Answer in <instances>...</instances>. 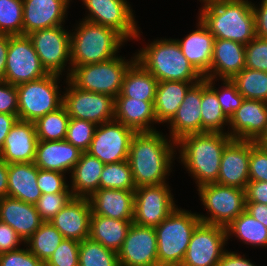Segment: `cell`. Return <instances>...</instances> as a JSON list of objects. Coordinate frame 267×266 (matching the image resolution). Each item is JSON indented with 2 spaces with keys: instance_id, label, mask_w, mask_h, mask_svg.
<instances>
[{
  "instance_id": "1",
  "label": "cell",
  "mask_w": 267,
  "mask_h": 266,
  "mask_svg": "<svg viewBox=\"0 0 267 266\" xmlns=\"http://www.w3.org/2000/svg\"><path fill=\"white\" fill-rule=\"evenodd\" d=\"M176 154V142L167 134L158 130L136 132L127 159L136 188L167 183Z\"/></svg>"
},
{
  "instance_id": "2",
  "label": "cell",
  "mask_w": 267,
  "mask_h": 266,
  "mask_svg": "<svg viewBox=\"0 0 267 266\" xmlns=\"http://www.w3.org/2000/svg\"><path fill=\"white\" fill-rule=\"evenodd\" d=\"M231 140L227 133L205 132L183 136L176 142L179 163L194 179L196 188L217 182L222 152Z\"/></svg>"
},
{
  "instance_id": "3",
  "label": "cell",
  "mask_w": 267,
  "mask_h": 266,
  "mask_svg": "<svg viewBox=\"0 0 267 266\" xmlns=\"http://www.w3.org/2000/svg\"><path fill=\"white\" fill-rule=\"evenodd\" d=\"M199 18L215 38L247 45L256 37L252 1L213 0L199 9Z\"/></svg>"
},
{
  "instance_id": "4",
  "label": "cell",
  "mask_w": 267,
  "mask_h": 266,
  "mask_svg": "<svg viewBox=\"0 0 267 266\" xmlns=\"http://www.w3.org/2000/svg\"><path fill=\"white\" fill-rule=\"evenodd\" d=\"M135 52L138 61L160 81L200 82L204 77L183 54L176 39L160 38Z\"/></svg>"
},
{
  "instance_id": "5",
  "label": "cell",
  "mask_w": 267,
  "mask_h": 266,
  "mask_svg": "<svg viewBox=\"0 0 267 266\" xmlns=\"http://www.w3.org/2000/svg\"><path fill=\"white\" fill-rule=\"evenodd\" d=\"M80 22V23H79ZM70 31L71 66L113 59L127 41L114 29L81 20ZM118 53V54H117Z\"/></svg>"
},
{
  "instance_id": "6",
  "label": "cell",
  "mask_w": 267,
  "mask_h": 266,
  "mask_svg": "<svg viewBox=\"0 0 267 266\" xmlns=\"http://www.w3.org/2000/svg\"><path fill=\"white\" fill-rule=\"evenodd\" d=\"M198 213L178 206L156 227L159 266H181L191 235L201 222Z\"/></svg>"
},
{
  "instance_id": "7",
  "label": "cell",
  "mask_w": 267,
  "mask_h": 266,
  "mask_svg": "<svg viewBox=\"0 0 267 266\" xmlns=\"http://www.w3.org/2000/svg\"><path fill=\"white\" fill-rule=\"evenodd\" d=\"M134 54L130 59L118 55L99 63L72 66L68 79L82 90L110 95L115 99L127 70L136 61Z\"/></svg>"
},
{
  "instance_id": "8",
  "label": "cell",
  "mask_w": 267,
  "mask_h": 266,
  "mask_svg": "<svg viewBox=\"0 0 267 266\" xmlns=\"http://www.w3.org/2000/svg\"><path fill=\"white\" fill-rule=\"evenodd\" d=\"M51 74L16 86L18 92V118L35 122L38 118L63 105V91L60 90V78Z\"/></svg>"
},
{
  "instance_id": "9",
  "label": "cell",
  "mask_w": 267,
  "mask_h": 266,
  "mask_svg": "<svg viewBox=\"0 0 267 266\" xmlns=\"http://www.w3.org/2000/svg\"><path fill=\"white\" fill-rule=\"evenodd\" d=\"M197 191L208 214H197L203 223L226 227L246 208L245 189L210 183L199 186Z\"/></svg>"
},
{
  "instance_id": "10",
  "label": "cell",
  "mask_w": 267,
  "mask_h": 266,
  "mask_svg": "<svg viewBox=\"0 0 267 266\" xmlns=\"http://www.w3.org/2000/svg\"><path fill=\"white\" fill-rule=\"evenodd\" d=\"M86 10L83 20L110 27L126 41L140 40L142 35L135 11L127 0H81ZM134 12V13H133Z\"/></svg>"
},
{
  "instance_id": "11",
  "label": "cell",
  "mask_w": 267,
  "mask_h": 266,
  "mask_svg": "<svg viewBox=\"0 0 267 266\" xmlns=\"http://www.w3.org/2000/svg\"><path fill=\"white\" fill-rule=\"evenodd\" d=\"M64 25L34 31L28 34L39 59L48 73L63 76L66 79L72 71L70 58V30ZM67 64H69L67 66ZM66 67V68H65ZM67 69V71H65Z\"/></svg>"
},
{
  "instance_id": "12",
  "label": "cell",
  "mask_w": 267,
  "mask_h": 266,
  "mask_svg": "<svg viewBox=\"0 0 267 266\" xmlns=\"http://www.w3.org/2000/svg\"><path fill=\"white\" fill-rule=\"evenodd\" d=\"M66 80V81H65ZM63 92V105L70 118L87 120L100 125L114 120L115 99L110 95L85 91L68 78Z\"/></svg>"
},
{
  "instance_id": "13",
  "label": "cell",
  "mask_w": 267,
  "mask_h": 266,
  "mask_svg": "<svg viewBox=\"0 0 267 266\" xmlns=\"http://www.w3.org/2000/svg\"><path fill=\"white\" fill-rule=\"evenodd\" d=\"M48 74L28 35H9L4 81L17 86Z\"/></svg>"
},
{
  "instance_id": "14",
  "label": "cell",
  "mask_w": 267,
  "mask_h": 266,
  "mask_svg": "<svg viewBox=\"0 0 267 266\" xmlns=\"http://www.w3.org/2000/svg\"><path fill=\"white\" fill-rule=\"evenodd\" d=\"M226 227L200 222L194 229L181 266H217L227 250Z\"/></svg>"
},
{
  "instance_id": "15",
  "label": "cell",
  "mask_w": 267,
  "mask_h": 266,
  "mask_svg": "<svg viewBox=\"0 0 267 266\" xmlns=\"http://www.w3.org/2000/svg\"><path fill=\"white\" fill-rule=\"evenodd\" d=\"M168 184L141 186L134 190L133 223L156 227L177 207Z\"/></svg>"
},
{
  "instance_id": "16",
  "label": "cell",
  "mask_w": 267,
  "mask_h": 266,
  "mask_svg": "<svg viewBox=\"0 0 267 266\" xmlns=\"http://www.w3.org/2000/svg\"><path fill=\"white\" fill-rule=\"evenodd\" d=\"M136 132L123 123L112 120L97 125L89 149L86 151L104 164L128 159L130 143Z\"/></svg>"
},
{
  "instance_id": "17",
  "label": "cell",
  "mask_w": 267,
  "mask_h": 266,
  "mask_svg": "<svg viewBox=\"0 0 267 266\" xmlns=\"http://www.w3.org/2000/svg\"><path fill=\"white\" fill-rule=\"evenodd\" d=\"M117 254L120 266H159L154 227L132 223Z\"/></svg>"
},
{
  "instance_id": "18",
  "label": "cell",
  "mask_w": 267,
  "mask_h": 266,
  "mask_svg": "<svg viewBox=\"0 0 267 266\" xmlns=\"http://www.w3.org/2000/svg\"><path fill=\"white\" fill-rule=\"evenodd\" d=\"M267 128V103L244 99L229 119L227 134L232 139L257 141Z\"/></svg>"
},
{
  "instance_id": "19",
  "label": "cell",
  "mask_w": 267,
  "mask_h": 266,
  "mask_svg": "<svg viewBox=\"0 0 267 266\" xmlns=\"http://www.w3.org/2000/svg\"><path fill=\"white\" fill-rule=\"evenodd\" d=\"M250 140L232 139L223 149L217 184L245 189L249 182Z\"/></svg>"
},
{
  "instance_id": "20",
  "label": "cell",
  "mask_w": 267,
  "mask_h": 266,
  "mask_svg": "<svg viewBox=\"0 0 267 266\" xmlns=\"http://www.w3.org/2000/svg\"><path fill=\"white\" fill-rule=\"evenodd\" d=\"M72 0H23V35L64 25Z\"/></svg>"
},
{
  "instance_id": "21",
  "label": "cell",
  "mask_w": 267,
  "mask_h": 266,
  "mask_svg": "<svg viewBox=\"0 0 267 266\" xmlns=\"http://www.w3.org/2000/svg\"><path fill=\"white\" fill-rule=\"evenodd\" d=\"M91 206L88 198L73 197L49 222L65 239L89 238Z\"/></svg>"
},
{
  "instance_id": "22",
  "label": "cell",
  "mask_w": 267,
  "mask_h": 266,
  "mask_svg": "<svg viewBox=\"0 0 267 266\" xmlns=\"http://www.w3.org/2000/svg\"><path fill=\"white\" fill-rule=\"evenodd\" d=\"M201 100L202 80L189 88L176 114L167 123L172 140L177 142L183 136L202 133Z\"/></svg>"
},
{
  "instance_id": "23",
  "label": "cell",
  "mask_w": 267,
  "mask_h": 266,
  "mask_svg": "<svg viewBox=\"0 0 267 266\" xmlns=\"http://www.w3.org/2000/svg\"><path fill=\"white\" fill-rule=\"evenodd\" d=\"M37 143L34 122L18 119L5 139L0 158L7 164L34 162Z\"/></svg>"
},
{
  "instance_id": "24",
  "label": "cell",
  "mask_w": 267,
  "mask_h": 266,
  "mask_svg": "<svg viewBox=\"0 0 267 266\" xmlns=\"http://www.w3.org/2000/svg\"><path fill=\"white\" fill-rule=\"evenodd\" d=\"M81 154L79 148L66 140H38L34 164L39 169L70 174Z\"/></svg>"
},
{
  "instance_id": "25",
  "label": "cell",
  "mask_w": 267,
  "mask_h": 266,
  "mask_svg": "<svg viewBox=\"0 0 267 266\" xmlns=\"http://www.w3.org/2000/svg\"><path fill=\"white\" fill-rule=\"evenodd\" d=\"M114 120L135 132L157 131L154 124L159 125L154 113V101L128 98L120 93L115 98Z\"/></svg>"
},
{
  "instance_id": "26",
  "label": "cell",
  "mask_w": 267,
  "mask_h": 266,
  "mask_svg": "<svg viewBox=\"0 0 267 266\" xmlns=\"http://www.w3.org/2000/svg\"><path fill=\"white\" fill-rule=\"evenodd\" d=\"M195 30L176 39L188 61L205 78L210 73L215 37L198 18Z\"/></svg>"
},
{
  "instance_id": "27",
  "label": "cell",
  "mask_w": 267,
  "mask_h": 266,
  "mask_svg": "<svg viewBox=\"0 0 267 266\" xmlns=\"http://www.w3.org/2000/svg\"><path fill=\"white\" fill-rule=\"evenodd\" d=\"M91 212L108 218L133 220L134 190L99 188L89 198Z\"/></svg>"
},
{
  "instance_id": "28",
  "label": "cell",
  "mask_w": 267,
  "mask_h": 266,
  "mask_svg": "<svg viewBox=\"0 0 267 266\" xmlns=\"http://www.w3.org/2000/svg\"><path fill=\"white\" fill-rule=\"evenodd\" d=\"M245 68V45L215 38L210 73L205 78L231 80Z\"/></svg>"
},
{
  "instance_id": "29",
  "label": "cell",
  "mask_w": 267,
  "mask_h": 266,
  "mask_svg": "<svg viewBox=\"0 0 267 266\" xmlns=\"http://www.w3.org/2000/svg\"><path fill=\"white\" fill-rule=\"evenodd\" d=\"M0 221L12 227L24 242L44 222L35 205L9 196L0 199Z\"/></svg>"
},
{
  "instance_id": "30",
  "label": "cell",
  "mask_w": 267,
  "mask_h": 266,
  "mask_svg": "<svg viewBox=\"0 0 267 266\" xmlns=\"http://www.w3.org/2000/svg\"><path fill=\"white\" fill-rule=\"evenodd\" d=\"M37 175L38 167L34 162L8 164L7 196L35 205L41 197Z\"/></svg>"
},
{
  "instance_id": "31",
  "label": "cell",
  "mask_w": 267,
  "mask_h": 266,
  "mask_svg": "<svg viewBox=\"0 0 267 266\" xmlns=\"http://www.w3.org/2000/svg\"><path fill=\"white\" fill-rule=\"evenodd\" d=\"M104 163L88 152H82L80 160L70 172L69 188L74 197L89 198L99 189Z\"/></svg>"
},
{
  "instance_id": "32",
  "label": "cell",
  "mask_w": 267,
  "mask_h": 266,
  "mask_svg": "<svg viewBox=\"0 0 267 266\" xmlns=\"http://www.w3.org/2000/svg\"><path fill=\"white\" fill-rule=\"evenodd\" d=\"M198 82L160 81L157 84L154 113L162 125L168 123L176 114L189 88Z\"/></svg>"
},
{
  "instance_id": "33",
  "label": "cell",
  "mask_w": 267,
  "mask_h": 266,
  "mask_svg": "<svg viewBox=\"0 0 267 266\" xmlns=\"http://www.w3.org/2000/svg\"><path fill=\"white\" fill-rule=\"evenodd\" d=\"M133 220H119L91 213L89 238L118 252Z\"/></svg>"
},
{
  "instance_id": "34",
  "label": "cell",
  "mask_w": 267,
  "mask_h": 266,
  "mask_svg": "<svg viewBox=\"0 0 267 266\" xmlns=\"http://www.w3.org/2000/svg\"><path fill=\"white\" fill-rule=\"evenodd\" d=\"M158 80L138 61L127 70L120 94L144 101H155Z\"/></svg>"
},
{
  "instance_id": "35",
  "label": "cell",
  "mask_w": 267,
  "mask_h": 266,
  "mask_svg": "<svg viewBox=\"0 0 267 266\" xmlns=\"http://www.w3.org/2000/svg\"><path fill=\"white\" fill-rule=\"evenodd\" d=\"M226 233L227 240L235 237L244 244L267 248V227L246 210L226 226Z\"/></svg>"
},
{
  "instance_id": "36",
  "label": "cell",
  "mask_w": 267,
  "mask_h": 266,
  "mask_svg": "<svg viewBox=\"0 0 267 266\" xmlns=\"http://www.w3.org/2000/svg\"><path fill=\"white\" fill-rule=\"evenodd\" d=\"M202 133H227L229 119L223 113L217 94L208 86V78L202 79L201 100Z\"/></svg>"
},
{
  "instance_id": "37",
  "label": "cell",
  "mask_w": 267,
  "mask_h": 266,
  "mask_svg": "<svg viewBox=\"0 0 267 266\" xmlns=\"http://www.w3.org/2000/svg\"><path fill=\"white\" fill-rule=\"evenodd\" d=\"M64 239L59 230L47 221L25 241V245L33 255L45 263Z\"/></svg>"
},
{
  "instance_id": "38",
  "label": "cell",
  "mask_w": 267,
  "mask_h": 266,
  "mask_svg": "<svg viewBox=\"0 0 267 266\" xmlns=\"http://www.w3.org/2000/svg\"><path fill=\"white\" fill-rule=\"evenodd\" d=\"M231 81L244 99L267 103V72L244 68Z\"/></svg>"
},
{
  "instance_id": "39",
  "label": "cell",
  "mask_w": 267,
  "mask_h": 266,
  "mask_svg": "<svg viewBox=\"0 0 267 266\" xmlns=\"http://www.w3.org/2000/svg\"><path fill=\"white\" fill-rule=\"evenodd\" d=\"M70 117L64 105L38 118L34 124L40 141L65 140Z\"/></svg>"
},
{
  "instance_id": "40",
  "label": "cell",
  "mask_w": 267,
  "mask_h": 266,
  "mask_svg": "<svg viewBox=\"0 0 267 266\" xmlns=\"http://www.w3.org/2000/svg\"><path fill=\"white\" fill-rule=\"evenodd\" d=\"M79 266H120L117 252L90 238L80 241Z\"/></svg>"
},
{
  "instance_id": "41",
  "label": "cell",
  "mask_w": 267,
  "mask_h": 266,
  "mask_svg": "<svg viewBox=\"0 0 267 266\" xmlns=\"http://www.w3.org/2000/svg\"><path fill=\"white\" fill-rule=\"evenodd\" d=\"M99 188L135 190L136 185L129 162L125 160L117 163L104 164L100 175Z\"/></svg>"
},
{
  "instance_id": "42",
  "label": "cell",
  "mask_w": 267,
  "mask_h": 266,
  "mask_svg": "<svg viewBox=\"0 0 267 266\" xmlns=\"http://www.w3.org/2000/svg\"><path fill=\"white\" fill-rule=\"evenodd\" d=\"M0 34L23 35V0H0Z\"/></svg>"
},
{
  "instance_id": "43",
  "label": "cell",
  "mask_w": 267,
  "mask_h": 266,
  "mask_svg": "<svg viewBox=\"0 0 267 266\" xmlns=\"http://www.w3.org/2000/svg\"><path fill=\"white\" fill-rule=\"evenodd\" d=\"M218 79L208 78V86L217 94L218 101L225 116L230 119L241 106L244 97L237 91L235 84L229 79L220 80V87H216ZM223 85V86H222Z\"/></svg>"
},
{
  "instance_id": "44",
  "label": "cell",
  "mask_w": 267,
  "mask_h": 266,
  "mask_svg": "<svg viewBox=\"0 0 267 266\" xmlns=\"http://www.w3.org/2000/svg\"><path fill=\"white\" fill-rule=\"evenodd\" d=\"M97 125L93 122L70 118L65 140L82 152L89 149Z\"/></svg>"
},
{
  "instance_id": "45",
  "label": "cell",
  "mask_w": 267,
  "mask_h": 266,
  "mask_svg": "<svg viewBox=\"0 0 267 266\" xmlns=\"http://www.w3.org/2000/svg\"><path fill=\"white\" fill-rule=\"evenodd\" d=\"M73 197L72 192L41 194L35 207L40 218L44 222H47L50 221Z\"/></svg>"
},
{
  "instance_id": "46",
  "label": "cell",
  "mask_w": 267,
  "mask_h": 266,
  "mask_svg": "<svg viewBox=\"0 0 267 266\" xmlns=\"http://www.w3.org/2000/svg\"><path fill=\"white\" fill-rule=\"evenodd\" d=\"M79 244L74 239H64L44 263L45 266H79Z\"/></svg>"
},
{
  "instance_id": "47",
  "label": "cell",
  "mask_w": 267,
  "mask_h": 266,
  "mask_svg": "<svg viewBox=\"0 0 267 266\" xmlns=\"http://www.w3.org/2000/svg\"><path fill=\"white\" fill-rule=\"evenodd\" d=\"M245 68L267 72V38L256 36L245 45Z\"/></svg>"
},
{
  "instance_id": "48",
  "label": "cell",
  "mask_w": 267,
  "mask_h": 266,
  "mask_svg": "<svg viewBox=\"0 0 267 266\" xmlns=\"http://www.w3.org/2000/svg\"><path fill=\"white\" fill-rule=\"evenodd\" d=\"M66 174L38 168L37 185L41 194L72 192ZM68 182V183H67Z\"/></svg>"
},
{
  "instance_id": "49",
  "label": "cell",
  "mask_w": 267,
  "mask_h": 266,
  "mask_svg": "<svg viewBox=\"0 0 267 266\" xmlns=\"http://www.w3.org/2000/svg\"><path fill=\"white\" fill-rule=\"evenodd\" d=\"M249 181L267 182V148L250 141Z\"/></svg>"
},
{
  "instance_id": "50",
  "label": "cell",
  "mask_w": 267,
  "mask_h": 266,
  "mask_svg": "<svg viewBox=\"0 0 267 266\" xmlns=\"http://www.w3.org/2000/svg\"><path fill=\"white\" fill-rule=\"evenodd\" d=\"M25 247L0 254V266H45L26 245Z\"/></svg>"
},
{
  "instance_id": "51",
  "label": "cell",
  "mask_w": 267,
  "mask_h": 266,
  "mask_svg": "<svg viewBox=\"0 0 267 266\" xmlns=\"http://www.w3.org/2000/svg\"><path fill=\"white\" fill-rule=\"evenodd\" d=\"M0 113L18 116V92L16 86L0 80Z\"/></svg>"
},
{
  "instance_id": "52",
  "label": "cell",
  "mask_w": 267,
  "mask_h": 266,
  "mask_svg": "<svg viewBox=\"0 0 267 266\" xmlns=\"http://www.w3.org/2000/svg\"><path fill=\"white\" fill-rule=\"evenodd\" d=\"M20 245L25 246L24 240L12 227L0 221V254L17 250Z\"/></svg>"
},
{
  "instance_id": "53",
  "label": "cell",
  "mask_w": 267,
  "mask_h": 266,
  "mask_svg": "<svg viewBox=\"0 0 267 266\" xmlns=\"http://www.w3.org/2000/svg\"><path fill=\"white\" fill-rule=\"evenodd\" d=\"M246 202L267 204V182L249 181L245 188Z\"/></svg>"
},
{
  "instance_id": "54",
  "label": "cell",
  "mask_w": 267,
  "mask_h": 266,
  "mask_svg": "<svg viewBox=\"0 0 267 266\" xmlns=\"http://www.w3.org/2000/svg\"><path fill=\"white\" fill-rule=\"evenodd\" d=\"M252 10L254 13L256 36L267 38V0H261L259 5H255L252 2Z\"/></svg>"
},
{
  "instance_id": "55",
  "label": "cell",
  "mask_w": 267,
  "mask_h": 266,
  "mask_svg": "<svg viewBox=\"0 0 267 266\" xmlns=\"http://www.w3.org/2000/svg\"><path fill=\"white\" fill-rule=\"evenodd\" d=\"M245 255H240L235 251L226 250L217 266H257L256 263L252 262L249 258L247 259Z\"/></svg>"
},
{
  "instance_id": "56",
  "label": "cell",
  "mask_w": 267,
  "mask_h": 266,
  "mask_svg": "<svg viewBox=\"0 0 267 266\" xmlns=\"http://www.w3.org/2000/svg\"><path fill=\"white\" fill-rule=\"evenodd\" d=\"M18 119L17 115L0 113V152L10 129L14 126Z\"/></svg>"
},
{
  "instance_id": "57",
  "label": "cell",
  "mask_w": 267,
  "mask_h": 266,
  "mask_svg": "<svg viewBox=\"0 0 267 266\" xmlns=\"http://www.w3.org/2000/svg\"><path fill=\"white\" fill-rule=\"evenodd\" d=\"M245 210L267 227V204L246 202Z\"/></svg>"
},
{
  "instance_id": "58",
  "label": "cell",
  "mask_w": 267,
  "mask_h": 266,
  "mask_svg": "<svg viewBox=\"0 0 267 266\" xmlns=\"http://www.w3.org/2000/svg\"><path fill=\"white\" fill-rule=\"evenodd\" d=\"M8 45H9V35L0 34V80H4Z\"/></svg>"
},
{
  "instance_id": "59",
  "label": "cell",
  "mask_w": 267,
  "mask_h": 266,
  "mask_svg": "<svg viewBox=\"0 0 267 266\" xmlns=\"http://www.w3.org/2000/svg\"><path fill=\"white\" fill-rule=\"evenodd\" d=\"M8 164L0 158V199L7 196Z\"/></svg>"
},
{
  "instance_id": "60",
  "label": "cell",
  "mask_w": 267,
  "mask_h": 266,
  "mask_svg": "<svg viewBox=\"0 0 267 266\" xmlns=\"http://www.w3.org/2000/svg\"><path fill=\"white\" fill-rule=\"evenodd\" d=\"M262 147L267 148V128L265 132L261 135V137L256 141Z\"/></svg>"
},
{
  "instance_id": "61",
  "label": "cell",
  "mask_w": 267,
  "mask_h": 266,
  "mask_svg": "<svg viewBox=\"0 0 267 266\" xmlns=\"http://www.w3.org/2000/svg\"><path fill=\"white\" fill-rule=\"evenodd\" d=\"M200 1V3H205V2H209V1H213V0H199Z\"/></svg>"
}]
</instances>
